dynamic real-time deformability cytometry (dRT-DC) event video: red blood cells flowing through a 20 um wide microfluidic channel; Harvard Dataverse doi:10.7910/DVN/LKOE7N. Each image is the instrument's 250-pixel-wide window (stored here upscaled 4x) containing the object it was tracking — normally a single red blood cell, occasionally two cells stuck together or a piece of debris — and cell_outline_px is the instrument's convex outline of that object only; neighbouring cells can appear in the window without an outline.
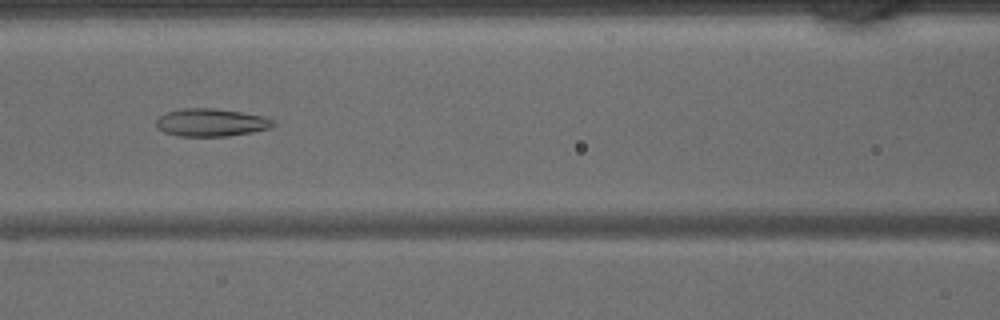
{"species": "common noctule bat (a hibernating species)", "species_latin": "Nyctalus noctula", "temperature_condition": "warm", "stored_images_in_passage": 44, "camera_frame_rate_fps": 3000, "um_per_image_px": 0.085, "animal": {"sex": "male", "body_mass_g": 15.6}, "frame": {"image": 1, "passage_image": 19, "time_ms": 6.0, "image_size_px": [1000, 320], "cell_outline_px": [[276, 124], [268, 128], [252, 132], [228, 136], [180, 136], [164, 132], [156, 128], [156, 120], [160, 116], [168, 112], [184, 108], [212, 108], [240, 112], [264, 116], [276, 120]], "centroid_in_image_um": [17.95, 10.41], "position_along_channel_um": 148.6, "area_um2": 18.9}}
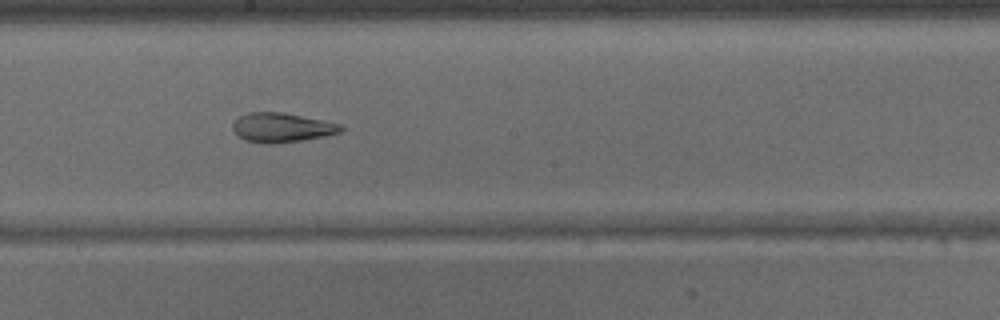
{"frame": {"image": 2, "passage_image": 24, "time_ms": 7.667, "image_size_px": [1000, 320], "cell_outline_px": [[344, 128], [340, 132], [324, 136], [304, 140], [272, 144], [260, 144], [244, 140], [232, 128], [232, 124], [240, 116], [248, 112], [284, 112], [344, 124]], "centroid_in_image_um": [23.98, 10.84], "position_along_channel_um": 224.2, "area_um2": 18.73}}
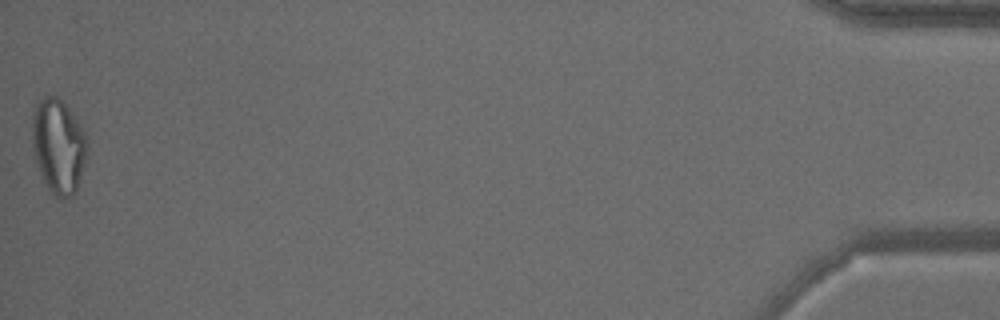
{"frame": {"image": 3, "passage_image": 44, "time_ms": 14.333, "image_size_px": [1000, 320], "cell_outline_px": [[88, 156], [76, 192], [68, 200], [60, 200], [48, 192], [40, 172], [36, 160], [32, 144], [32, 116], [36, 104], [44, 96], [56, 96], [68, 108], [80, 124], [88, 136]], "centroid_in_image_um": [5.0, 12.49], "position_along_channel_um": 430.2, "area_um2": 30.98}}